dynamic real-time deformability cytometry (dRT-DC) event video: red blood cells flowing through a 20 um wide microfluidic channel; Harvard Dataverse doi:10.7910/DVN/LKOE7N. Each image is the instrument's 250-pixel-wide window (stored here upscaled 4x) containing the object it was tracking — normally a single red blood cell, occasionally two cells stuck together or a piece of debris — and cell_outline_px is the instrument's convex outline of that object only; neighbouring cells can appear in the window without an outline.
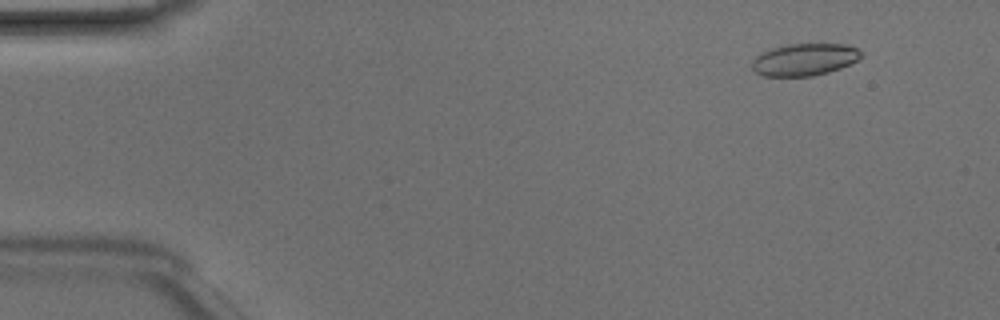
{"species": "Egyptian fruit bat (a non-hibernating species)", "species_latin": "Rousettus aegyptiacus", "temperature_condition": "room temperature", "stored_images_in_passage": 49, "camera_frame_rate_fps": 3000, "um_per_image_px": 0.085, "animal": {"sex": "male"}, "frame": {"image": 1, "passage_image": 5, "time_ms": 1.333, "image_size_px": [1000, 320], "cell_outline_px": [[860, 56], [856, 60], [840, 68], [828, 72], [812, 76], [764, 76], [756, 72], [752, 68], [752, 60], [756, 56], [772, 48], [788, 44], [844, 44], [856, 48], [860, 52]], "centroid_in_image_um": [68.34, 5.06], "position_along_channel_um": 16.7, "area_um2": 20.11}}
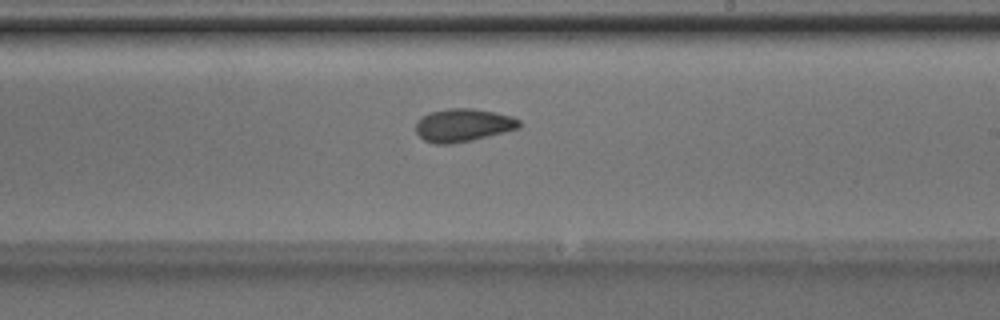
{"frame": {"image": 2, "passage_image": 29, "time_ms": 9.333, "image_size_px": [1000, 320], "cell_outline_px": [[520, 128], [472, 140], [452, 144], [436, 144], [424, 140], [416, 132], [416, 120], [428, 112], [448, 108], [472, 108], [512, 116], [520, 120]], "centroid_in_image_um": [39.33, 10.64], "position_along_channel_um": 249.7, "area_um2": 19.94}}
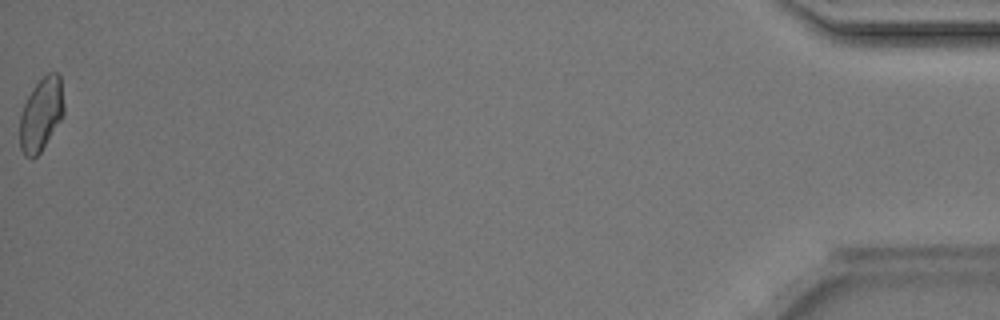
{"frame": {"image": 3, "passage_image": 49, "time_ms": 16.0, "image_size_px": [1000, 320], "cell_outline_px": [[64, 112], [60, 120], [40, 152], [32, 160], [24, 156], [20, 148], [20, 116], [24, 104], [32, 88], [48, 72], [56, 72], [60, 76], [64, 104]], "centroid_in_image_um": [3.49, 9.72], "position_along_channel_um": 431.7, "area_um2": 18.67}, "authors_computed_cell_mechanics": {"area_um2": 19.5364, "velocity_mm_per_s": 4.2166, "shape_relaxation_time_tau1_ms": 4.5554, "shape_relaxation_time_tau2_ms": 2.3438, "deformation_change_tau1": 0.1141, "deformation_change_tau2": 0.0684}}